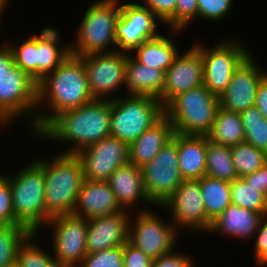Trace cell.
<instances>
[{
	"label": "cell",
	"instance_id": "49",
	"mask_svg": "<svg viewBox=\"0 0 267 267\" xmlns=\"http://www.w3.org/2000/svg\"><path fill=\"white\" fill-rule=\"evenodd\" d=\"M7 179H8V176L5 175V173H3V174L0 173V188L7 181Z\"/></svg>",
	"mask_w": 267,
	"mask_h": 267
},
{
	"label": "cell",
	"instance_id": "21",
	"mask_svg": "<svg viewBox=\"0 0 267 267\" xmlns=\"http://www.w3.org/2000/svg\"><path fill=\"white\" fill-rule=\"evenodd\" d=\"M107 182L118 203L126 211L130 212L139 202L152 204L144 189L142 170L134 164L127 163L117 168Z\"/></svg>",
	"mask_w": 267,
	"mask_h": 267
},
{
	"label": "cell",
	"instance_id": "35",
	"mask_svg": "<svg viewBox=\"0 0 267 267\" xmlns=\"http://www.w3.org/2000/svg\"><path fill=\"white\" fill-rule=\"evenodd\" d=\"M30 233L22 225H0V267L16 262L18 248Z\"/></svg>",
	"mask_w": 267,
	"mask_h": 267
},
{
	"label": "cell",
	"instance_id": "25",
	"mask_svg": "<svg viewBox=\"0 0 267 267\" xmlns=\"http://www.w3.org/2000/svg\"><path fill=\"white\" fill-rule=\"evenodd\" d=\"M164 78L163 71L144 66L127 53L125 95L151 96L159 99L164 89Z\"/></svg>",
	"mask_w": 267,
	"mask_h": 267
},
{
	"label": "cell",
	"instance_id": "13",
	"mask_svg": "<svg viewBox=\"0 0 267 267\" xmlns=\"http://www.w3.org/2000/svg\"><path fill=\"white\" fill-rule=\"evenodd\" d=\"M88 86L94 99L113 100L121 86L125 87L127 53L114 51L80 56ZM113 94V96H110Z\"/></svg>",
	"mask_w": 267,
	"mask_h": 267
},
{
	"label": "cell",
	"instance_id": "37",
	"mask_svg": "<svg viewBox=\"0 0 267 267\" xmlns=\"http://www.w3.org/2000/svg\"><path fill=\"white\" fill-rule=\"evenodd\" d=\"M78 267H123V245L87 254Z\"/></svg>",
	"mask_w": 267,
	"mask_h": 267
},
{
	"label": "cell",
	"instance_id": "44",
	"mask_svg": "<svg viewBox=\"0 0 267 267\" xmlns=\"http://www.w3.org/2000/svg\"><path fill=\"white\" fill-rule=\"evenodd\" d=\"M193 258L174 250L153 259L152 267H194Z\"/></svg>",
	"mask_w": 267,
	"mask_h": 267
},
{
	"label": "cell",
	"instance_id": "2",
	"mask_svg": "<svg viewBox=\"0 0 267 267\" xmlns=\"http://www.w3.org/2000/svg\"><path fill=\"white\" fill-rule=\"evenodd\" d=\"M111 100L95 99L76 109L57 114L35 137L72 143L61 152L76 154L110 136Z\"/></svg>",
	"mask_w": 267,
	"mask_h": 267
},
{
	"label": "cell",
	"instance_id": "18",
	"mask_svg": "<svg viewBox=\"0 0 267 267\" xmlns=\"http://www.w3.org/2000/svg\"><path fill=\"white\" fill-rule=\"evenodd\" d=\"M203 84V60L200 50L192 45L180 53L165 72L164 89L159 101L165 107L174 97Z\"/></svg>",
	"mask_w": 267,
	"mask_h": 267
},
{
	"label": "cell",
	"instance_id": "36",
	"mask_svg": "<svg viewBox=\"0 0 267 267\" xmlns=\"http://www.w3.org/2000/svg\"><path fill=\"white\" fill-rule=\"evenodd\" d=\"M14 63L37 83V34L29 36L21 44L9 45Z\"/></svg>",
	"mask_w": 267,
	"mask_h": 267
},
{
	"label": "cell",
	"instance_id": "50",
	"mask_svg": "<svg viewBox=\"0 0 267 267\" xmlns=\"http://www.w3.org/2000/svg\"><path fill=\"white\" fill-rule=\"evenodd\" d=\"M4 267H18L17 263H12V264H9L7 266H4Z\"/></svg>",
	"mask_w": 267,
	"mask_h": 267
},
{
	"label": "cell",
	"instance_id": "39",
	"mask_svg": "<svg viewBox=\"0 0 267 267\" xmlns=\"http://www.w3.org/2000/svg\"><path fill=\"white\" fill-rule=\"evenodd\" d=\"M143 2L142 4L154 13L161 23L163 22L170 27V33H182L181 30H174V13L177 0H143Z\"/></svg>",
	"mask_w": 267,
	"mask_h": 267
},
{
	"label": "cell",
	"instance_id": "26",
	"mask_svg": "<svg viewBox=\"0 0 267 267\" xmlns=\"http://www.w3.org/2000/svg\"><path fill=\"white\" fill-rule=\"evenodd\" d=\"M58 31L55 27L46 26L37 35V84L53 72L71 53L70 45H59L61 35Z\"/></svg>",
	"mask_w": 267,
	"mask_h": 267
},
{
	"label": "cell",
	"instance_id": "33",
	"mask_svg": "<svg viewBox=\"0 0 267 267\" xmlns=\"http://www.w3.org/2000/svg\"><path fill=\"white\" fill-rule=\"evenodd\" d=\"M230 150L238 177L258 171L267 163V153L246 141L231 146Z\"/></svg>",
	"mask_w": 267,
	"mask_h": 267
},
{
	"label": "cell",
	"instance_id": "24",
	"mask_svg": "<svg viewBox=\"0 0 267 267\" xmlns=\"http://www.w3.org/2000/svg\"><path fill=\"white\" fill-rule=\"evenodd\" d=\"M178 165L183 180L206 175V136L177 133Z\"/></svg>",
	"mask_w": 267,
	"mask_h": 267
},
{
	"label": "cell",
	"instance_id": "42",
	"mask_svg": "<svg viewBox=\"0 0 267 267\" xmlns=\"http://www.w3.org/2000/svg\"><path fill=\"white\" fill-rule=\"evenodd\" d=\"M153 259L129 241L123 245V267H152Z\"/></svg>",
	"mask_w": 267,
	"mask_h": 267
},
{
	"label": "cell",
	"instance_id": "17",
	"mask_svg": "<svg viewBox=\"0 0 267 267\" xmlns=\"http://www.w3.org/2000/svg\"><path fill=\"white\" fill-rule=\"evenodd\" d=\"M266 74L250 53L235 69L227 89L218 96L219 107L241 113L254 106L258 87Z\"/></svg>",
	"mask_w": 267,
	"mask_h": 267
},
{
	"label": "cell",
	"instance_id": "6",
	"mask_svg": "<svg viewBox=\"0 0 267 267\" xmlns=\"http://www.w3.org/2000/svg\"><path fill=\"white\" fill-rule=\"evenodd\" d=\"M218 109V96L202 84L174 97L164 107V115L172 124L174 133L207 136Z\"/></svg>",
	"mask_w": 267,
	"mask_h": 267
},
{
	"label": "cell",
	"instance_id": "1",
	"mask_svg": "<svg viewBox=\"0 0 267 267\" xmlns=\"http://www.w3.org/2000/svg\"><path fill=\"white\" fill-rule=\"evenodd\" d=\"M95 100L90 92L83 61L70 55L37 84L36 135L59 113ZM47 106V112L40 107Z\"/></svg>",
	"mask_w": 267,
	"mask_h": 267
},
{
	"label": "cell",
	"instance_id": "48",
	"mask_svg": "<svg viewBox=\"0 0 267 267\" xmlns=\"http://www.w3.org/2000/svg\"><path fill=\"white\" fill-rule=\"evenodd\" d=\"M8 2H10L9 0H0V22H1V19H2V15L4 13V10L5 8H7L8 6Z\"/></svg>",
	"mask_w": 267,
	"mask_h": 267
},
{
	"label": "cell",
	"instance_id": "16",
	"mask_svg": "<svg viewBox=\"0 0 267 267\" xmlns=\"http://www.w3.org/2000/svg\"><path fill=\"white\" fill-rule=\"evenodd\" d=\"M75 155L81 161L85 179L107 181L117 168L129 163V145L108 136Z\"/></svg>",
	"mask_w": 267,
	"mask_h": 267
},
{
	"label": "cell",
	"instance_id": "19",
	"mask_svg": "<svg viewBox=\"0 0 267 267\" xmlns=\"http://www.w3.org/2000/svg\"><path fill=\"white\" fill-rule=\"evenodd\" d=\"M122 211L113 215L88 219L87 254L124 245L128 241L129 219L132 213Z\"/></svg>",
	"mask_w": 267,
	"mask_h": 267
},
{
	"label": "cell",
	"instance_id": "45",
	"mask_svg": "<svg viewBox=\"0 0 267 267\" xmlns=\"http://www.w3.org/2000/svg\"><path fill=\"white\" fill-rule=\"evenodd\" d=\"M247 183H251L258 187V191L267 195V163L258 171L242 177Z\"/></svg>",
	"mask_w": 267,
	"mask_h": 267
},
{
	"label": "cell",
	"instance_id": "8",
	"mask_svg": "<svg viewBox=\"0 0 267 267\" xmlns=\"http://www.w3.org/2000/svg\"><path fill=\"white\" fill-rule=\"evenodd\" d=\"M36 111L37 83L17 65L12 66L0 77V127H6L22 115L24 120H29V132L36 136Z\"/></svg>",
	"mask_w": 267,
	"mask_h": 267
},
{
	"label": "cell",
	"instance_id": "3",
	"mask_svg": "<svg viewBox=\"0 0 267 267\" xmlns=\"http://www.w3.org/2000/svg\"><path fill=\"white\" fill-rule=\"evenodd\" d=\"M49 159V160H48ZM45 212L52 218L73 214L78 193L85 180L81 161L75 154L57 153L43 158Z\"/></svg>",
	"mask_w": 267,
	"mask_h": 267
},
{
	"label": "cell",
	"instance_id": "30",
	"mask_svg": "<svg viewBox=\"0 0 267 267\" xmlns=\"http://www.w3.org/2000/svg\"><path fill=\"white\" fill-rule=\"evenodd\" d=\"M206 176L231 182L238 178L229 146L215 143L206 136Z\"/></svg>",
	"mask_w": 267,
	"mask_h": 267
},
{
	"label": "cell",
	"instance_id": "28",
	"mask_svg": "<svg viewBox=\"0 0 267 267\" xmlns=\"http://www.w3.org/2000/svg\"><path fill=\"white\" fill-rule=\"evenodd\" d=\"M207 136L211 141L229 147L244 142L245 134L240 113L219 107L213 127Z\"/></svg>",
	"mask_w": 267,
	"mask_h": 267
},
{
	"label": "cell",
	"instance_id": "23",
	"mask_svg": "<svg viewBox=\"0 0 267 267\" xmlns=\"http://www.w3.org/2000/svg\"><path fill=\"white\" fill-rule=\"evenodd\" d=\"M173 135V126L164 115L129 145V163L140 168L149 163Z\"/></svg>",
	"mask_w": 267,
	"mask_h": 267
},
{
	"label": "cell",
	"instance_id": "29",
	"mask_svg": "<svg viewBox=\"0 0 267 267\" xmlns=\"http://www.w3.org/2000/svg\"><path fill=\"white\" fill-rule=\"evenodd\" d=\"M207 217L214 221L231 203L230 182L204 176L199 179Z\"/></svg>",
	"mask_w": 267,
	"mask_h": 267
},
{
	"label": "cell",
	"instance_id": "4",
	"mask_svg": "<svg viewBox=\"0 0 267 267\" xmlns=\"http://www.w3.org/2000/svg\"><path fill=\"white\" fill-rule=\"evenodd\" d=\"M39 158L30 161L13 176L9 174L7 179L11 188L15 225H22L36 233L50 219L45 212L43 157Z\"/></svg>",
	"mask_w": 267,
	"mask_h": 267
},
{
	"label": "cell",
	"instance_id": "27",
	"mask_svg": "<svg viewBox=\"0 0 267 267\" xmlns=\"http://www.w3.org/2000/svg\"><path fill=\"white\" fill-rule=\"evenodd\" d=\"M175 44L173 39L160 33L157 37L143 42L130 54L138 63L165 73L180 53Z\"/></svg>",
	"mask_w": 267,
	"mask_h": 267
},
{
	"label": "cell",
	"instance_id": "11",
	"mask_svg": "<svg viewBox=\"0 0 267 267\" xmlns=\"http://www.w3.org/2000/svg\"><path fill=\"white\" fill-rule=\"evenodd\" d=\"M151 210L143 206L136 211L135 219L130 216L128 241L155 259L175 249L179 231L172 222L165 223Z\"/></svg>",
	"mask_w": 267,
	"mask_h": 267
},
{
	"label": "cell",
	"instance_id": "38",
	"mask_svg": "<svg viewBox=\"0 0 267 267\" xmlns=\"http://www.w3.org/2000/svg\"><path fill=\"white\" fill-rule=\"evenodd\" d=\"M198 18L220 21L229 15L234 0H197Z\"/></svg>",
	"mask_w": 267,
	"mask_h": 267
},
{
	"label": "cell",
	"instance_id": "10",
	"mask_svg": "<svg viewBox=\"0 0 267 267\" xmlns=\"http://www.w3.org/2000/svg\"><path fill=\"white\" fill-rule=\"evenodd\" d=\"M141 170L149 201L162 206L183 181L178 165L177 133Z\"/></svg>",
	"mask_w": 267,
	"mask_h": 267
},
{
	"label": "cell",
	"instance_id": "15",
	"mask_svg": "<svg viewBox=\"0 0 267 267\" xmlns=\"http://www.w3.org/2000/svg\"><path fill=\"white\" fill-rule=\"evenodd\" d=\"M116 23V51L130 54L143 42L159 35L158 18L142 3H122Z\"/></svg>",
	"mask_w": 267,
	"mask_h": 267
},
{
	"label": "cell",
	"instance_id": "31",
	"mask_svg": "<svg viewBox=\"0 0 267 267\" xmlns=\"http://www.w3.org/2000/svg\"><path fill=\"white\" fill-rule=\"evenodd\" d=\"M231 203L253 212L267 213V195L258 191V187L247 183L242 177L230 182Z\"/></svg>",
	"mask_w": 267,
	"mask_h": 267
},
{
	"label": "cell",
	"instance_id": "40",
	"mask_svg": "<svg viewBox=\"0 0 267 267\" xmlns=\"http://www.w3.org/2000/svg\"><path fill=\"white\" fill-rule=\"evenodd\" d=\"M198 17L197 0H177L174 13V30L183 31Z\"/></svg>",
	"mask_w": 267,
	"mask_h": 267
},
{
	"label": "cell",
	"instance_id": "41",
	"mask_svg": "<svg viewBox=\"0 0 267 267\" xmlns=\"http://www.w3.org/2000/svg\"><path fill=\"white\" fill-rule=\"evenodd\" d=\"M254 237L255 262L259 266H267V213L262 216Z\"/></svg>",
	"mask_w": 267,
	"mask_h": 267
},
{
	"label": "cell",
	"instance_id": "9",
	"mask_svg": "<svg viewBox=\"0 0 267 267\" xmlns=\"http://www.w3.org/2000/svg\"><path fill=\"white\" fill-rule=\"evenodd\" d=\"M229 40L217 43L214 48L197 42L194 44L203 60V85L216 96L227 89L235 69L251 53L239 39L238 42Z\"/></svg>",
	"mask_w": 267,
	"mask_h": 267
},
{
	"label": "cell",
	"instance_id": "14",
	"mask_svg": "<svg viewBox=\"0 0 267 267\" xmlns=\"http://www.w3.org/2000/svg\"><path fill=\"white\" fill-rule=\"evenodd\" d=\"M160 208L171 213L177 230L181 227L190 232L206 233L212 225L206 214L199 180H183Z\"/></svg>",
	"mask_w": 267,
	"mask_h": 267
},
{
	"label": "cell",
	"instance_id": "5",
	"mask_svg": "<svg viewBox=\"0 0 267 267\" xmlns=\"http://www.w3.org/2000/svg\"><path fill=\"white\" fill-rule=\"evenodd\" d=\"M120 0H97L87 6L76 33V43L69 44L71 54L84 56L116 51V23Z\"/></svg>",
	"mask_w": 267,
	"mask_h": 267
},
{
	"label": "cell",
	"instance_id": "20",
	"mask_svg": "<svg viewBox=\"0 0 267 267\" xmlns=\"http://www.w3.org/2000/svg\"><path fill=\"white\" fill-rule=\"evenodd\" d=\"M124 210L107 181L85 179L78 193L73 214L85 219L113 215Z\"/></svg>",
	"mask_w": 267,
	"mask_h": 267
},
{
	"label": "cell",
	"instance_id": "34",
	"mask_svg": "<svg viewBox=\"0 0 267 267\" xmlns=\"http://www.w3.org/2000/svg\"><path fill=\"white\" fill-rule=\"evenodd\" d=\"M245 141L267 153V118L254 105L240 113Z\"/></svg>",
	"mask_w": 267,
	"mask_h": 267
},
{
	"label": "cell",
	"instance_id": "12",
	"mask_svg": "<svg viewBox=\"0 0 267 267\" xmlns=\"http://www.w3.org/2000/svg\"><path fill=\"white\" fill-rule=\"evenodd\" d=\"M45 226L52 229L56 262L61 267H78L87 255L88 219L74 214L59 215L50 218Z\"/></svg>",
	"mask_w": 267,
	"mask_h": 267
},
{
	"label": "cell",
	"instance_id": "32",
	"mask_svg": "<svg viewBox=\"0 0 267 267\" xmlns=\"http://www.w3.org/2000/svg\"><path fill=\"white\" fill-rule=\"evenodd\" d=\"M38 233L31 232L21 243L17 252L18 267H61L52 254L36 243Z\"/></svg>",
	"mask_w": 267,
	"mask_h": 267
},
{
	"label": "cell",
	"instance_id": "47",
	"mask_svg": "<svg viewBox=\"0 0 267 267\" xmlns=\"http://www.w3.org/2000/svg\"><path fill=\"white\" fill-rule=\"evenodd\" d=\"M3 45V46H1ZM14 57L9 47V43L0 44V77L7 73L12 66H14Z\"/></svg>",
	"mask_w": 267,
	"mask_h": 267
},
{
	"label": "cell",
	"instance_id": "46",
	"mask_svg": "<svg viewBox=\"0 0 267 267\" xmlns=\"http://www.w3.org/2000/svg\"><path fill=\"white\" fill-rule=\"evenodd\" d=\"M264 118H267V74L263 77L257 90L254 104Z\"/></svg>",
	"mask_w": 267,
	"mask_h": 267
},
{
	"label": "cell",
	"instance_id": "22",
	"mask_svg": "<svg viewBox=\"0 0 267 267\" xmlns=\"http://www.w3.org/2000/svg\"><path fill=\"white\" fill-rule=\"evenodd\" d=\"M262 214L230 204L214 221L208 232L235 239H252L259 228Z\"/></svg>",
	"mask_w": 267,
	"mask_h": 267
},
{
	"label": "cell",
	"instance_id": "43",
	"mask_svg": "<svg viewBox=\"0 0 267 267\" xmlns=\"http://www.w3.org/2000/svg\"><path fill=\"white\" fill-rule=\"evenodd\" d=\"M0 225H15L11 188L8 181L0 188Z\"/></svg>",
	"mask_w": 267,
	"mask_h": 267
},
{
	"label": "cell",
	"instance_id": "7",
	"mask_svg": "<svg viewBox=\"0 0 267 267\" xmlns=\"http://www.w3.org/2000/svg\"><path fill=\"white\" fill-rule=\"evenodd\" d=\"M163 116L164 107L154 97L116 95L111 100L110 136L130 145Z\"/></svg>",
	"mask_w": 267,
	"mask_h": 267
}]
</instances>
